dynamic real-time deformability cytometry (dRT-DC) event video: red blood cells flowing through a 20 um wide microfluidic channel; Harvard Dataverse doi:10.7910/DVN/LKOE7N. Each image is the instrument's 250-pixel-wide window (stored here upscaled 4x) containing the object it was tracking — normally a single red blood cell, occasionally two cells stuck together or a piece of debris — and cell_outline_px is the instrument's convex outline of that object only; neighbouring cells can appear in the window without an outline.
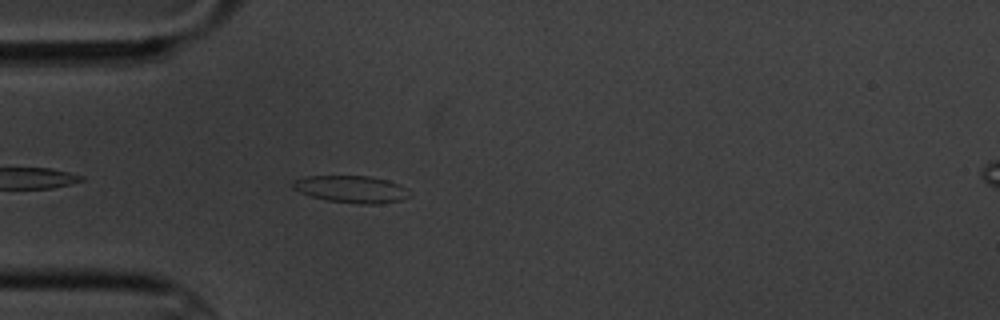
{"species": "common noctule bat (a hibernating species)", "species_latin": "Nyctalus noctula", "temperature_condition": "cold", "stored_images_in_passage": 4, "camera_frame_rate_fps": 3000, "um_per_image_px": 0.085, "animal": {"sex": "male", "body_mass_g": 20.1, "forearm_length_mm": 53.5}, "frame": {"image": 1, "passage_image": 4, "time_ms": 3.667, "image_size_px": [1000, 320], "cell_outline_px": [[412, 196], [400, 200], [376, 204], [360, 204], [328, 200], [312, 196], [300, 192], [292, 188], [292, 180], [304, 176], [372, 176], [388, 180], [400, 184], [408, 188], [412, 192]], "centroid_in_image_um": [29.92, 16.07], "position_along_channel_um": 55.1, "area_um2": 18.67}}